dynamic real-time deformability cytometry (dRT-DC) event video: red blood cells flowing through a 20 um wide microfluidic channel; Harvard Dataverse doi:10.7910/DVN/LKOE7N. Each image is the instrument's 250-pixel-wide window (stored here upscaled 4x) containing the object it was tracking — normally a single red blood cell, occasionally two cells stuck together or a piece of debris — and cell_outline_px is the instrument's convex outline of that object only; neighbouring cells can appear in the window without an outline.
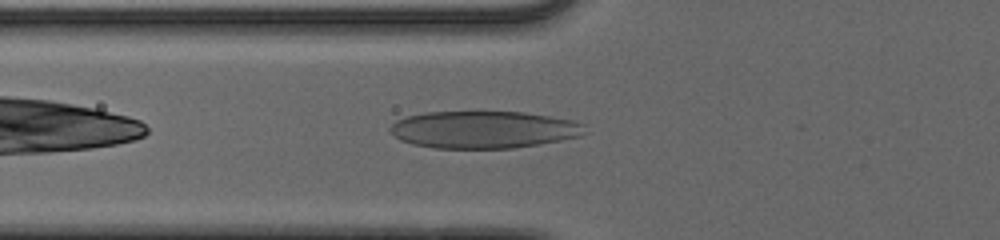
{"species": "human", "species_latin": "Homo sapiens", "temperature_condition": "cold", "stored_images_in_passage": 36, "camera_frame_rate_fps": 3000, "um_per_image_px": 0.085, "donor": {"sex": "male"}, "frame": {"image": 1, "passage_image": 4, "time_ms": 1.0, "image_size_px": [1000, 240], "cell_outline_px": [[588, 132], [580, 136], [540, 144], [512, 148], [432, 148], [412, 144], [400, 140], [388, 132], [388, 128], [396, 120], [408, 116], [424, 112], [524, 112], [572, 120], [584, 124]], "centroid_in_image_um": [41.09, 11.02], "position_along_channel_um": 84.7, "area_um2": 42.48}}
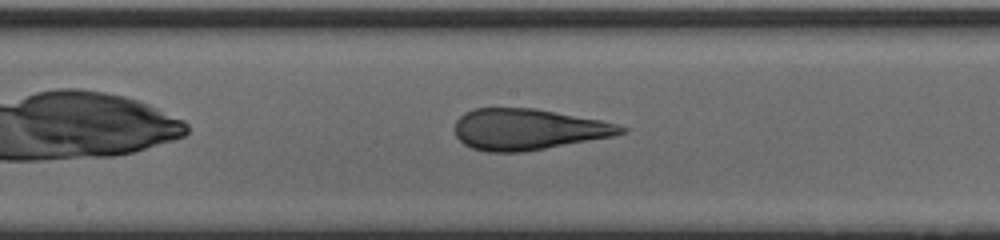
{"frame": {"image": 2, "passage_image": 13, "time_ms": 4.0, "image_size_px": [1000, 240], "cell_outline_px": [[628, 132], [612, 136], [544, 148], [520, 152], [488, 152], [472, 148], [464, 144], [456, 136], [456, 120], [464, 112], [476, 108], [536, 108], [600, 120], [616, 124], [628, 128]], "centroid_in_image_um": [44.87, 10.98], "position_along_channel_um": 203.3, "area_um2": 39.48}}
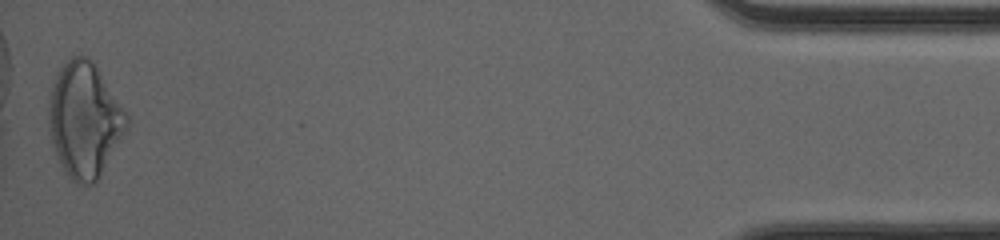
{"frame": {"image": 3, "passage_image": 36, "time_ms": 11.667, "image_size_px": [1000, 240], "cell_outline_px": [[128, 128], [100, 176], [92, 184], [76, 184], [68, 176], [56, 152], [48, 128], [48, 96], [56, 76], [60, 68], [72, 56], [88, 56], [92, 60], [128, 116]], "centroid_in_image_um": [7.17, 10.19], "position_along_channel_um": 428.0, "area_um2": 51.67}, "authors_computed_cell_mechanics": {"area_um2": 40.2577, "velocity_mm_per_s": 3.9435, "shape_relaxation_time_tau1_ms": 5.724, "shape_relaxation_time_tau2_ms": 1.1323, "deformation_change_tau1": 0.197, "deformation_change_tau2": 0.1034}}